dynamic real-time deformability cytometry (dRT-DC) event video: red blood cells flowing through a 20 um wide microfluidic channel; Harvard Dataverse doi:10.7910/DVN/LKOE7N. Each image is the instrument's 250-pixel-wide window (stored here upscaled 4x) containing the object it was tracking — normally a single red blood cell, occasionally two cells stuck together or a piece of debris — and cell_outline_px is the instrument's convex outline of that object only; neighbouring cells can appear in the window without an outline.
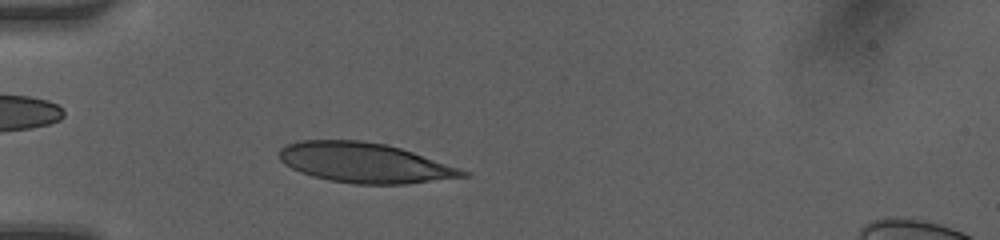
{"species": "human", "species_latin": "Homo sapiens", "temperature_condition": "room temperature", "stored_images_in_passage": 39, "camera_frame_rate_fps": 3000, "um_per_image_px": 0.085, "donor": {"sex": "female"}, "frame": {"image": 1, "passage_image": 8, "time_ms": 2.333, "image_size_px": [1000, 240], "cell_outline_px": [[472, 176], [404, 184], [356, 184], [328, 180], [312, 176], [300, 172], [284, 164], [280, 160], [280, 148], [288, 144], [300, 140], [360, 140], [384, 144], [400, 148], [472, 172]], "centroid_in_image_um": [31.01, 13.84], "position_along_channel_um": 54.0, "area_um2": 42.66}}
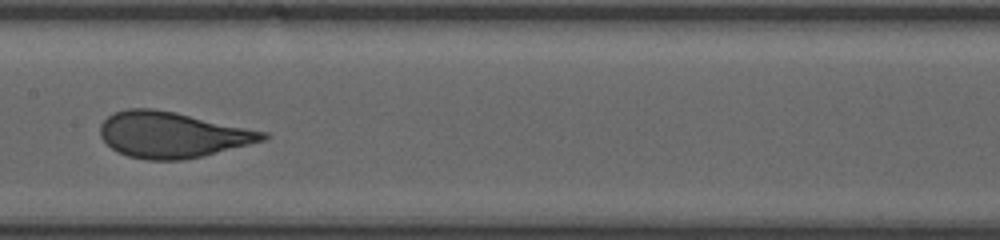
{"frame": {"image": 2, "passage_image": 19, "time_ms": 6.0, "image_size_px": [1000, 240], "cell_outline_px": [[268, 136], [264, 140], [200, 156], [180, 160], [148, 160], [128, 156], [116, 152], [100, 136], [100, 124], [112, 112], [128, 108], [152, 108], [176, 112], [268, 132]], "centroid_in_image_um": [14.58, 11.44], "position_along_channel_um": 192.8, "area_um2": 43.23}}
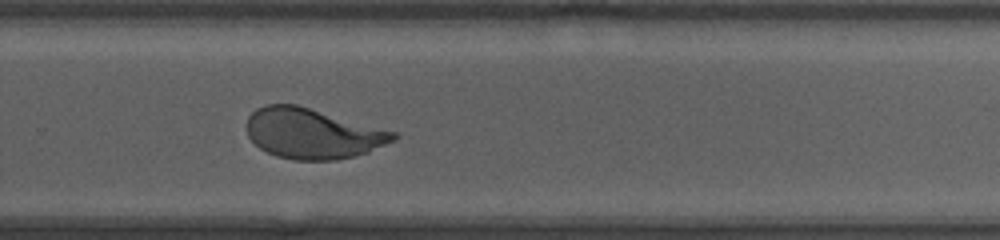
{"frame": {"image": 3, "passage_image": 27, "time_ms": 8.667, "image_size_px": [1000, 240], "cell_outline_px": [[400, 136], [396, 140], [368, 152], [336, 160], [292, 160], [276, 156], [260, 148], [248, 136], [248, 116], [256, 108], [268, 104], [296, 104], [396, 132]], "centroid_in_image_um": [26.58, 11.35], "position_along_channel_um": 303.2, "area_um2": 42.77}, "authors_computed_cell_mechanics": {"area_um2": 43.35, "velocity_mm_per_s": 4.1699, "shape_relaxation_time_tau1_ms": 3.3154, "shape_relaxation_time_tau2_ms": null, "deformation_change_tau1": 0.1798, "deformation_change_tau2": null}}